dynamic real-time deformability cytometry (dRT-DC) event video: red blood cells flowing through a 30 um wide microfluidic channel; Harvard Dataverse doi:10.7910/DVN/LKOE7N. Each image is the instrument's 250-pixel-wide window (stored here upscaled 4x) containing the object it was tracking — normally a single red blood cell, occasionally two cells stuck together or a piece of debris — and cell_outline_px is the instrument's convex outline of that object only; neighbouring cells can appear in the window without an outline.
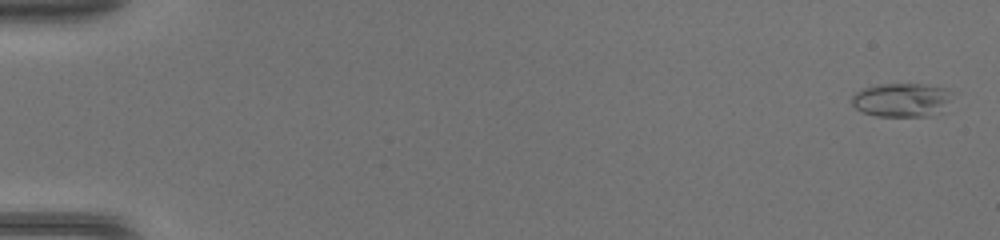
{"species": "common noctule bat (a hibernating species)", "species_latin": "Nyctalus noctula", "temperature_condition": "warm", "stored_images_in_passage": 47, "camera_frame_rate_fps": 3000, "um_per_image_px": 0.085, "animal": {"sex": "female", "body_mass_g": 17.0, "forearm_length_mm": 48.0}, "frame": {"image": 1, "passage_image": 1, "time_ms": 0.0, "image_size_px": [1000, 240], "cell_outline_px": [[960, 92], [948, 112], [932, 116], [876, 116], [864, 112], [856, 108], [852, 104], [852, 96], [856, 92], [864, 88], [880, 84], [920, 84], [948, 88]], "centroid_in_image_um": [76.89, 8.5], "position_along_channel_um": 8.1, "area_um2": 20.92}}
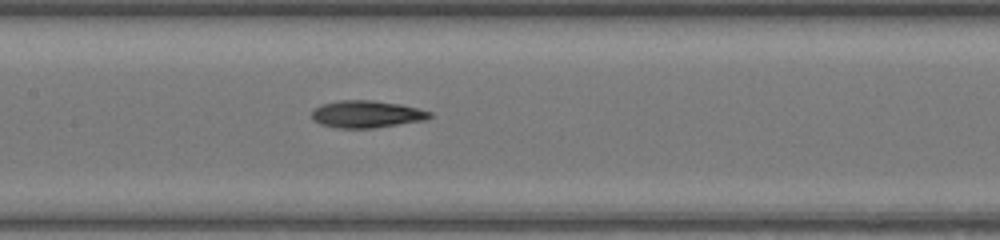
{"frame": {"image": 2, "passage_image": 24, "time_ms": 7.667, "image_size_px": [1000, 240], "cell_outline_px": [[432, 116], [428, 120], [372, 128], [336, 128], [320, 124], [312, 120], [312, 112], [320, 104], [336, 100], [372, 100], [400, 104], [432, 112]], "centroid_in_image_um": [31.15, 9.7], "position_along_channel_um": 176.2, "area_um2": 18.84}}
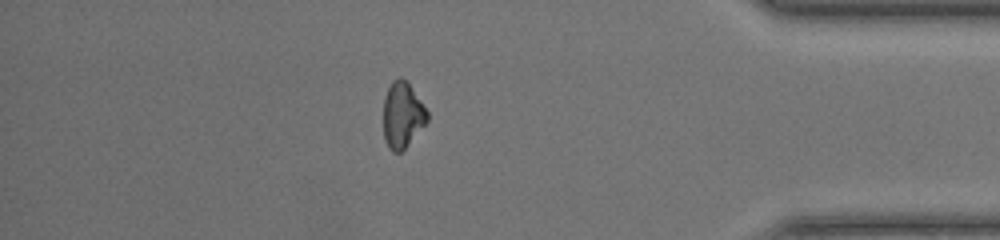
{"frame": {"image": 3, "passage_image": 41, "time_ms": 13.333, "image_size_px": [1000, 240], "cell_outline_px": [[428, 120], [404, 148], [400, 152], [392, 152], [388, 148], [384, 140], [384, 96], [392, 80], [400, 76], [408, 84], [428, 112]], "centroid_in_image_um": [34.17, 9.78], "position_along_channel_um": 401.0, "area_um2": 16.47}}